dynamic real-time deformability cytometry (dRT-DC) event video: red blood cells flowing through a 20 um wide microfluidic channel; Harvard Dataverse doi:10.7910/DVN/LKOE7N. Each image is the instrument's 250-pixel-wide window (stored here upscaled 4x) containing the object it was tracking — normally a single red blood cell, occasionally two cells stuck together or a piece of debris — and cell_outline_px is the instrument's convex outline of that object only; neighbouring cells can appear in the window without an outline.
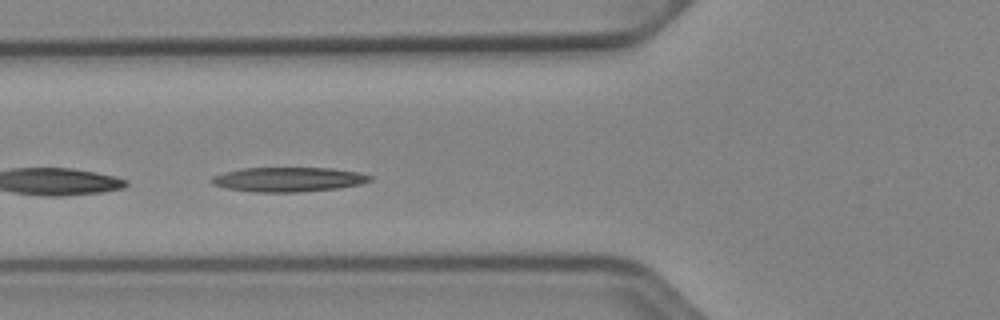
{"species": "Egyptian fruit bat (a non-hibernating species)", "species_latin": "Rousettus aegyptiacus", "temperature_condition": "cold", "stored_images_in_passage": 16, "camera_frame_rate_fps": 3000, "um_per_image_px": 0.085, "animal": {"sex": "female"}, "frame": {"image": 1, "passage_image": 12, "time_ms": 3.667, "image_size_px": [1000, 320], "cell_outline_px": [[372, 180], [360, 184], [340, 188], [300, 192], [256, 192], [224, 188], [212, 184], [212, 176], [224, 172], [244, 168], [332, 168], [360, 172], [372, 176]], "centroid_in_image_um": [24.53, 15.25], "position_along_channel_um": 101.3, "area_um2": 22.72}}